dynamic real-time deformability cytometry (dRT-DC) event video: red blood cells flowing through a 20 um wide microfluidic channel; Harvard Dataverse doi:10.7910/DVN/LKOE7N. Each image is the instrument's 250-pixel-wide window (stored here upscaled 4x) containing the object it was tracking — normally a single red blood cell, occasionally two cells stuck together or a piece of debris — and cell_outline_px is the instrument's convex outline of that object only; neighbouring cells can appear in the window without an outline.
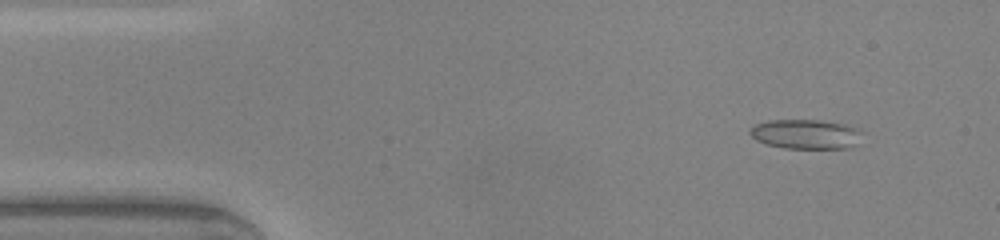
{"species": "common noctule bat (a hibernating species)", "species_latin": "Nyctalus noctula", "temperature_condition": "warm", "stored_images_in_passage": 49, "segment_of_instrument_passage": [1, 2], "camera_frame_rate_fps": 3000, "um_per_image_px": 0.085, "animal": {"sex": "male", "body_mass_g": 20.0, "forearm_length_mm": 53.3}, "frame": {"image": 1, "passage_image": 5, "time_ms": 1.333, "image_size_px": [1000, 240], "cell_outline_px": [[860, 132], [856, 144], [852, 148], [784, 148], [764, 144], [756, 140], [748, 132], [748, 128], [756, 124], [768, 120], [820, 120], [844, 124]], "centroid_in_image_um": [68.39, 11.4], "position_along_channel_um": 16.6, "area_um2": 19.19}}
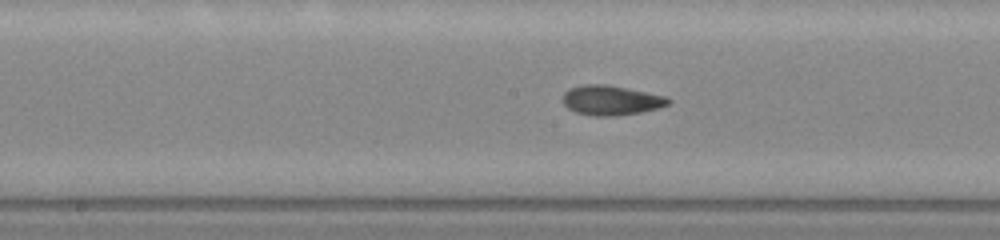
{"frame": {"image": 2, "passage_image": 24, "time_ms": 7.667, "image_size_px": [1000, 240], "cell_outline_px": [[672, 100], [668, 104], [656, 108], [640, 112], [616, 116], [592, 116], [576, 112], [568, 108], [564, 104], [564, 92], [568, 88], [584, 84], [604, 84], [664, 96]], "centroid_in_image_um": [51.89, 8.53], "position_along_channel_um": 196.3, "area_um2": 17.98}}
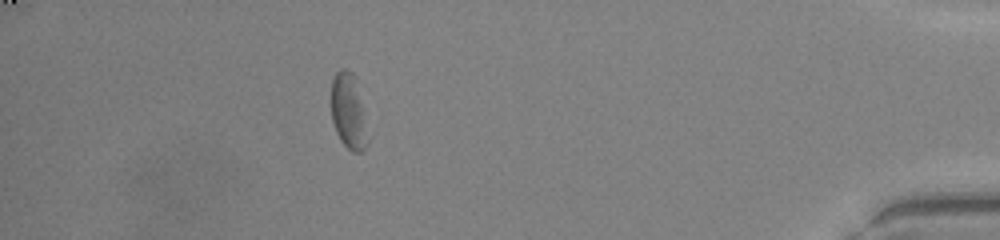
{"frame": {"image": 3, "passage_image": 43, "time_ms": 14.0, "image_size_px": [1000, 240], "cell_outline_px": [[368, 144], [360, 152], [352, 152], [340, 140], [336, 132], [332, 120], [332, 80], [336, 72], [340, 68], [344, 68], [352, 72], [356, 76], [368, 140]], "centroid_in_image_um": [29.61, 9.45], "position_along_channel_um": 405.6, "area_um2": 15.84}}